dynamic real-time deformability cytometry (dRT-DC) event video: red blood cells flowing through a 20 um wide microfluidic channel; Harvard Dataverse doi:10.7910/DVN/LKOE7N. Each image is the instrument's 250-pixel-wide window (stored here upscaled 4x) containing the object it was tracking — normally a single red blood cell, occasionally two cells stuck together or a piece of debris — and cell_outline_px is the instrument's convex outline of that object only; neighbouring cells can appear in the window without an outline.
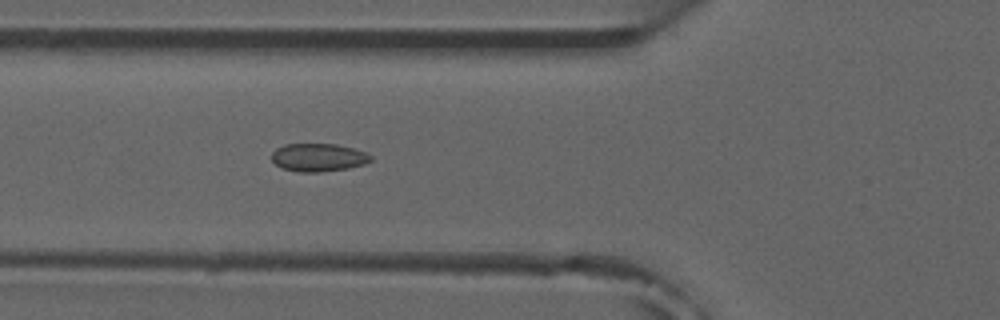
{"species": "common noctule bat (a hibernating species)", "species_latin": "Nyctalus noctula", "temperature_condition": "room temperature", "stored_images_in_passage": 4, "camera_frame_rate_fps": 3000, "um_per_image_px": 0.085, "animal": {"sex": "male", "forearm_length_mm": 52.5}, "frame": {"image": 1, "passage_image": 4, "time_ms": 3.333, "image_size_px": [1000, 320], "cell_outline_px": [[372, 160], [364, 164], [348, 168], [320, 172], [300, 172], [280, 168], [272, 160], [272, 152], [276, 148], [284, 144], [336, 144], [352, 148], [364, 152], [372, 156]], "centroid_in_image_um": [27.03, 13.38], "position_along_channel_um": 98.8, "area_um2": 16.18}}